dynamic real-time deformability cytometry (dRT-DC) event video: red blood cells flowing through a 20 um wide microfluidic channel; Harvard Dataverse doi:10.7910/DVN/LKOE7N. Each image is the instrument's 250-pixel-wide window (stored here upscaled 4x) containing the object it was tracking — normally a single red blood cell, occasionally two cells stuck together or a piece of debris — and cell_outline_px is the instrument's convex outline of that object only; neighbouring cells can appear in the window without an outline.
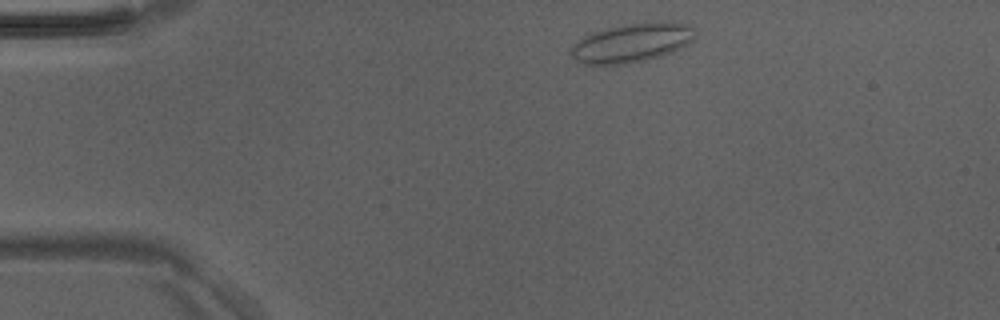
{"species": "Egyptian fruit bat (a non-hibernating species)", "species_latin": "Rousettus aegyptiacus", "temperature_condition": "room temperature", "stored_images_in_passage": 8, "camera_frame_rate_fps": 3000, "um_per_image_px": 0.085, "animal": {"sex": "male"}, "frame": {"image": 1, "passage_image": 2, "time_ms": 0.333, "image_size_px": [1000, 320], "cell_outline_px": [[692, 40], [680, 48], [672, 52], [660, 56], [644, 60], [624, 64], [584, 64], [576, 60], [572, 56], [572, 48], [584, 36], [592, 32], [604, 28], [628, 24], [656, 20], [664, 20], [692, 24]], "centroid_in_image_um": [53.74, 3.6], "position_along_channel_um": 31.3, "area_um2": 28.03}}